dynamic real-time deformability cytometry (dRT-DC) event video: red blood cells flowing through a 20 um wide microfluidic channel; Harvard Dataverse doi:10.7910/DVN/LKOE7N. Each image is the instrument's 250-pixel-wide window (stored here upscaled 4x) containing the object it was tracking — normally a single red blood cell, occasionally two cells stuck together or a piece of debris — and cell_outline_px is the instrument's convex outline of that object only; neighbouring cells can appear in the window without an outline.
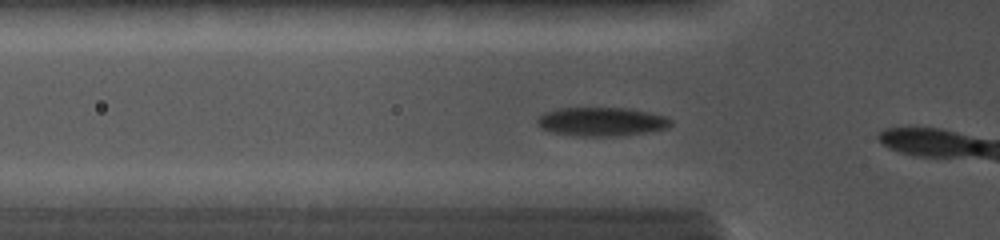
{"species": "common noctule bat (a hibernating species)", "species_latin": "Nyctalus noctula", "temperature_condition": "cold", "stored_images_in_passage": 7, "camera_frame_rate_fps": 5000, "um_per_image_px": 0.085, "animal": {"sex": "female", "body_mass_g": 19.0, "forearm_length_mm": 56.7}, "frame": {"image": 1, "passage_image": 5, "time_ms": 1.0, "image_size_px": [1000, 240], "cell_outline_px": [[672, 124], [668, 128], [644, 132], [612, 136], [584, 136], [552, 132], [540, 128], [536, 124], [536, 120], [544, 112], [560, 108], [628, 108], [648, 112], [664, 116], [672, 120]], "centroid_in_image_um": [51.1, 10.33], "position_along_channel_um": 74.7, "area_um2": 22.2}}